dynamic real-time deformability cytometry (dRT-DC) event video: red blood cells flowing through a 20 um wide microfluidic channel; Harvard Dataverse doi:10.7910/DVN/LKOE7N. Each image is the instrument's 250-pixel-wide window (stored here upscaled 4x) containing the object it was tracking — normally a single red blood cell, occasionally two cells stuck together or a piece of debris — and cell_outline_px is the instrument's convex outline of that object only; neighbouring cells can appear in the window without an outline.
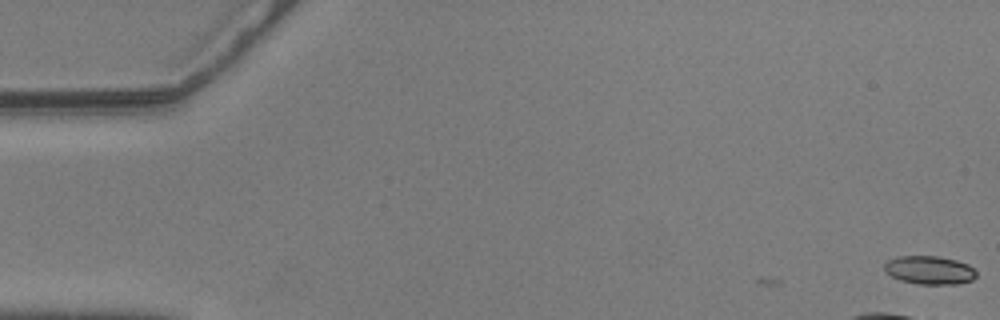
{"species": "common noctule bat (a hibernating species)", "species_latin": "Nyctalus noctula", "temperature_condition": "warm", "stored_images_in_passage": 2, "camera_frame_rate_fps": 3000, "um_per_image_px": 0.085, "animal": {"sex": "male", "body_mass_g": 20.5, "forearm_length_mm": 52.5}, "frame": {"image": 1, "passage_image": 2, "time_ms": 0.333, "image_size_px": [1000, 320], "cell_outline_px": [[976, 276], [972, 280], [956, 284], [920, 284], [900, 280], [892, 276], [884, 268], [884, 264], [888, 260], [896, 256], [936, 256], [956, 260], [968, 264], [976, 272]], "centroid_in_image_um": [79.01, 22.95], "position_along_channel_um": 6.0, "area_um2": 15.09}}